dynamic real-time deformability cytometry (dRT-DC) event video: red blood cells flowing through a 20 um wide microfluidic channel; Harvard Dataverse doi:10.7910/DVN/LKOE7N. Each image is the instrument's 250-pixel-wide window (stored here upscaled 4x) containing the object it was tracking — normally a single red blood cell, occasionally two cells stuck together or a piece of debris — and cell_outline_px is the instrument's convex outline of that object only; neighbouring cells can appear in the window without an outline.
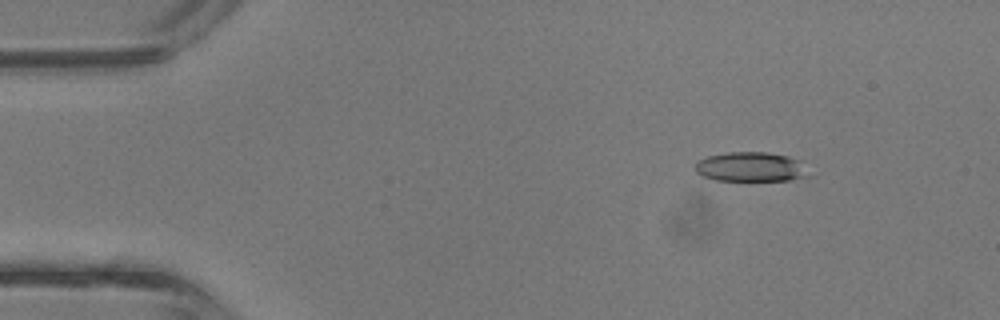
{"species": "common noctule bat (a hibernating species)", "species_latin": "Nyctalus noctula", "temperature_condition": "room temperature", "stored_images_in_passage": 43, "camera_frame_rate_fps": 3000, "um_per_image_px": 0.085, "animal": {"sex": "male", "body_mass_g": 13.3}, "frame": {"image": 1, "passage_image": 6, "time_ms": 1.667, "image_size_px": [1000, 320], "cell_outline_px": [[812, 176], [788, 180], [716, 180], [704, 176], [696, 172], [696, 164], [700, 160], [708, 156], [728, 152], [768, 152], [788, 156], [800, 160]], "centroid_in_image_um": [63.88, 14.18], "position_along_channel_um": 21.1, "area_um2": 19.48}}
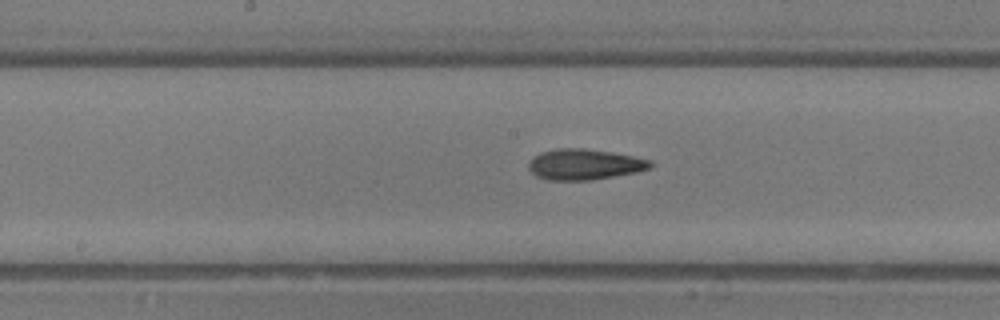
{"frame": {"image": 2, "passage_image": 22, "time_ms": 7.0, "image_size_px": [1000, 320], "cell_outline_px": [[652, 168], [636, 172], [592, 180], [548, 180], [536, 176], [528, 168], [528, 164], [540, 152], [556, 148], [584, 148], [612, 152], [652, 160]], "centroid_in_image_um": [49.69, 13.97], "position_along_channel_um": 198.5, "area_um2": 21.79}}
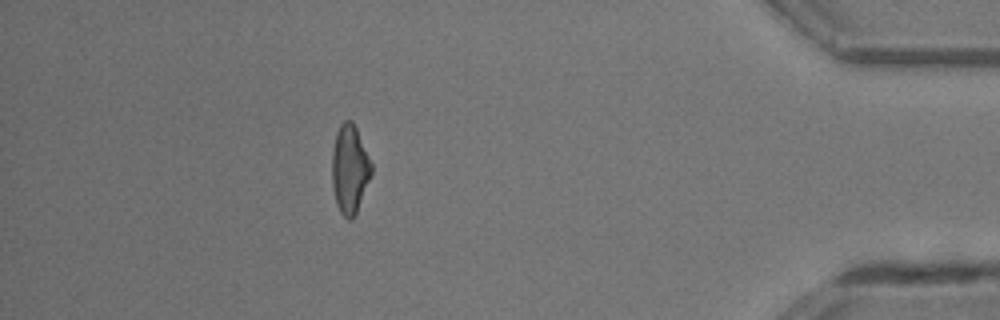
{"frame": {"image": 3, "passage_image": 38, "time_ms": 12.333, "image_size_px": [1000, 320], "cell_outline_px": [[372, 172], [356, 212], [352, 220], [348, 220], [340, 212], [336, 204], [332, 184], [332, 152], [336, 132], [340, 124], [344, 120], [352, 120], [356, 128], [372, 164]], "centroid_in_image_um": [29.71, 14.37], "position_along_channel_um": 405.5, "area_um2": 20.17}, "authors_computed_cell_mechanics": {"area_um2": 20.808, "velocity_mm_per_s": 4.8582, "shape_relaxation_time_tau1_ms": 8.5526, "shape_relaxation_time_tau2_ms": 2.8419, "deformation_change_tau1": 0.2239, "deformation_change_tau2": 0.129}}